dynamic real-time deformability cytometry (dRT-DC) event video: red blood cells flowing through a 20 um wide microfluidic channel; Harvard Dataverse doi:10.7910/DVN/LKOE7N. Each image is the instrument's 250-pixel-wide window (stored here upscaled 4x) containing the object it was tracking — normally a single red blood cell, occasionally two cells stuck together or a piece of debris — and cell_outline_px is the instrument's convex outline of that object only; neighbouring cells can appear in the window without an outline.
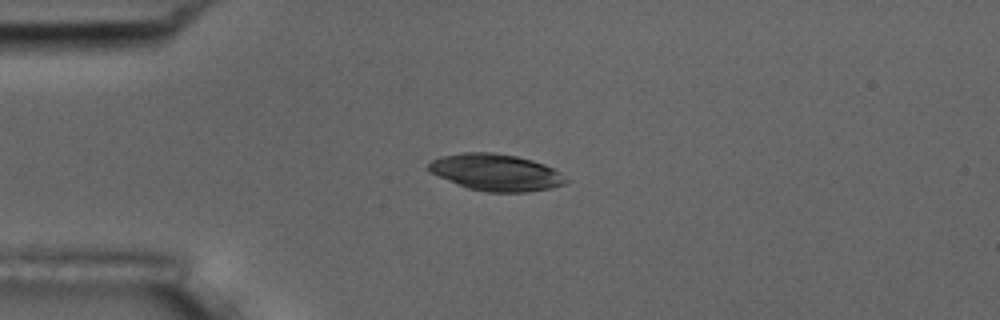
{"species": "common noctule bat (a hibernating species)", "species_latin": "Nyctalus noctula", "temperature_condition": "room temperature", "stored_images_in_passage": 7, "camera_frame_rate_fps": 3000, "um_per_image_px": 0.085, "animal": {"sex": "male", "body_mass_g": 17.5, "forearm_length_mm": 52.3}, "frame": {"image": 1, "passage_image": 3, "time_ms": 2.333, "image_size_px": [1000, 320], "cell_outline_px": [[572, 180], [564, 184], [552, 188], [528, 192], [488, 192], [468, 188], [440, 176], [432, 172], [428, 168], [428, 164], [432, 160], [440, 156], [460, 152], [492, 152], [516, 156], [532, 160], [544, 164], [560, 172]], "centroid_in_image_um": [42.21, 14.65], "position_along_channel_um": 42.8, "area_um2": 29.42}}
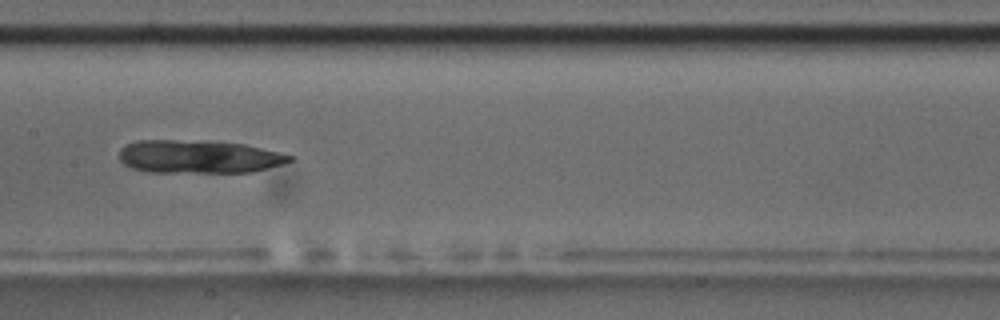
{"frame": {"image": 2, "passage_image": 7, "time_ms": 7.0, "image_size_px": [1000, 320], "cell_outline_px": [[296, 160], [284, 164], [252, 172], [148, 172], [132, 168], [124, 164], [120, 160], [120, 148], [124, 144], [136, 140], [208, 140], [244, 144], [280, 152], [296, 156]], "centroid_in_image_um": [16.93, 13.31], "position_along_channel_um": 190.5, "area_um2": 33.47}}